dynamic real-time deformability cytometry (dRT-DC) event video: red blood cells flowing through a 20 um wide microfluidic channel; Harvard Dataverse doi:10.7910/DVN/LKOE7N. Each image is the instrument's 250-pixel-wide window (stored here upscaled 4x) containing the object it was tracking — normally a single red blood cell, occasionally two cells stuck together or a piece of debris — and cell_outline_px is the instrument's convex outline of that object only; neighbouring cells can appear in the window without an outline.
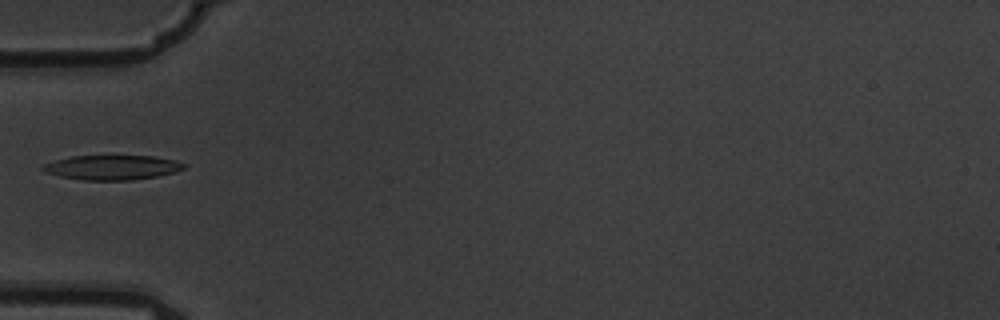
{"species": "common noctule bat (a hibernating species)", "species_latin": "Nyctalus noctula", "temperature_condition": "warm", "stored_images_in_passage": 1, "camera_frame_rate_fps": 3000, "um_per_image_px": 0.085, "animal": {"sex": "male", "body_mass_g": 19.5, "forearm_length_mm": 54.6}, "frame": {"image": 1, "passage_image": 1, "time_ms": 0.0, "image_size_px": [1000, 320], "cell_outline_px": [[184, 168], [176, 172], [156, 176], [132, 180], [84, 180], [60, 176], [48, 172], [40, 168], [44, 164], [56, 160], [72, 156], [152, 156], [176, 160], [184, 164]], "centroid_in_image_um": [9.55, 14.23], "position_along_channel_um": 75.5, "area_um2": 20.0}}